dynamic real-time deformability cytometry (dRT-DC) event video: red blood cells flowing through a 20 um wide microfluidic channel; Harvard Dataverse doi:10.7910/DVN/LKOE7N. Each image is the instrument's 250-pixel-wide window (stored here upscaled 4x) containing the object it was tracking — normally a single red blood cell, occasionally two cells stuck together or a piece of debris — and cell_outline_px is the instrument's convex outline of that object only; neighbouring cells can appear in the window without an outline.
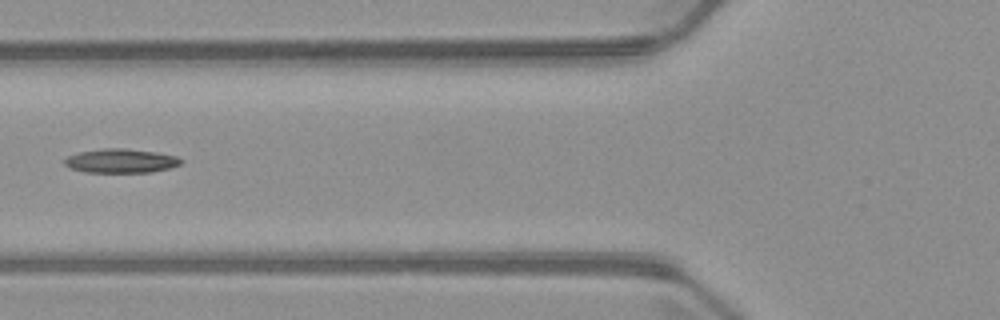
{"species": "common noctule bat (a hibernating species)", "species_latin": "Nyctalus noctula", "temperature_condition": "warm", "stored_images_in_passage": 6, "camera_frame_rate_fps": 3000, "um_per_image_px": 0.085, "animal": {"sex": "male", "body_mass_g": 23.1, "forearm_length_mm": 52.7}, "frame": {"image": 1, "passage_image": 6, "time_ms": 6.0, "image_size_px": [1000, 320], "cell_outline_px": [[184, 160], [180, 164], [168, 168], [152, 172], [84, 172], [68, 168], [64, 164], [64, 160], [68, 156], [80, 152], [104, 148], [124, 148], [156, 152], [176, 156]], "centroid_in_image_um": [10.26, 13.67], "position_along_channel_um": 115.5, "area_um2": 16.3}}